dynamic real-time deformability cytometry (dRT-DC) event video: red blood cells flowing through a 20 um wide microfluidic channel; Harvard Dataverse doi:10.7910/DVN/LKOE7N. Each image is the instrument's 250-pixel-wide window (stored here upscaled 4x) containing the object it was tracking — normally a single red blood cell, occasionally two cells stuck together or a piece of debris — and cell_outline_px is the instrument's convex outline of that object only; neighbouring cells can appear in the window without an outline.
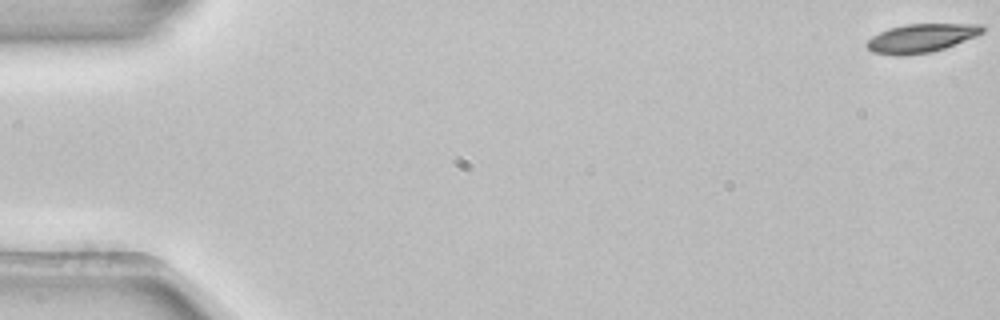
{"species": "common noctule bat (a hibernating species)", "species_latin": "Nyctalus noctula", "temperature_condition": "room temperature", "stored_images_in_passage": 4, "camera_frame_rate_fps": 3000, "um_per_image_px": 0.085, "animal": {"sex": "female", "body_mass_g": 22.7, "forearm_length_mm": 54.2}, "frame": {"image": 1, "passage_image": 1, "time_ms": 0.0, "image_size_px": [1000, 320], "cell_outline_px": [[984, 32], [976, 36], [944, 48], [932, 52], [900, 56], [872, 52], [864, 44], [872, 36], [888, 28], [904, 24], [980, 24], [984, 28]], "centroid_in_image_um": [78.27, 3.24], "position_along_channel_um": 6.7, "area_um2": 19.25}}
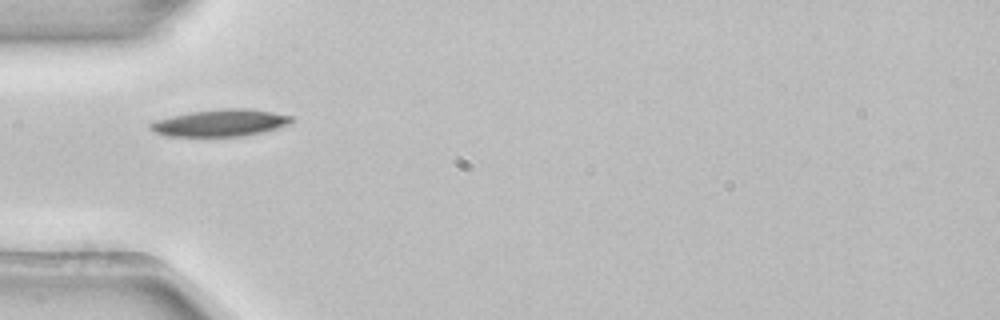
{"frame": {"image": 2, "passage_image": 4, "time_ms": 1.0, "image_size_px": [1000, 320], "cell_outline_px": [[296, 120], [292, 124], [280, 128], [264, 132], [244, 136], [168, 136], [152, 132], [148, 128], [148, 124], [156, 120], [188, 112], [224, 108], [248, 108], [272, 112], [292, 116]], "centroid_in_image_um": [18.77, 10.44], "position_along_channel_um": 66.2, "area_um2": 22.6}}